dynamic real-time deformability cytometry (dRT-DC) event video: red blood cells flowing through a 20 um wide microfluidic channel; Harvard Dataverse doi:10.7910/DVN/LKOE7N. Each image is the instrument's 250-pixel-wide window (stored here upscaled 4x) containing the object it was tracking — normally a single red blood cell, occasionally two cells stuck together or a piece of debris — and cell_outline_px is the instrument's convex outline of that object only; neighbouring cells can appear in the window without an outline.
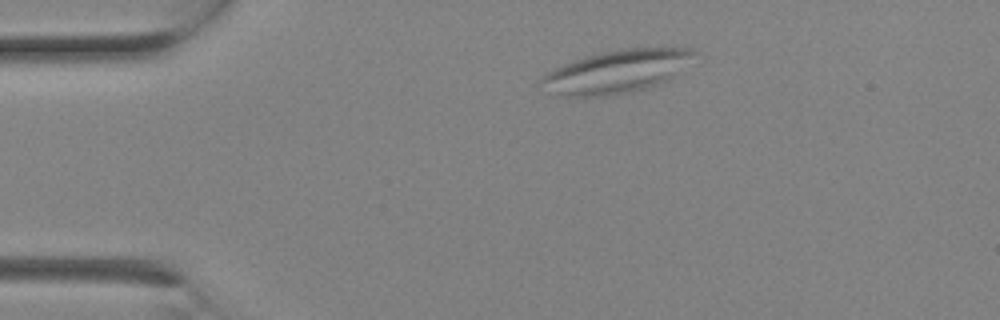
{"species": "Egyptian fruit bat (a non-hibernating species)", "species_latin": "Rousettus aegyptiacus", "temperature_condition": "room temperature", "stored_images_in_passage": 2, "camera_frame_rate_fps": 3000, "um_per_image_px": 0.085, "animal": {"sex": "female"}, "frame": {"image": 1, "passage_image": 1, "time_ms": 0.0, "image_size_px": [1000, 320], "cell_outline_px": [[696, 52], [668, 80], [660, 84], [648, 88], [612, 96], [556, 96], [536, 88], [536, 84], [540, 76], [564, 64], [588, 56], [604, 52], [624, 48], [692, 48]], "centroid_in_image_um": [52.26, 6.13], "position_along_channel_um": 32.7, "area_um2": 38.26}}
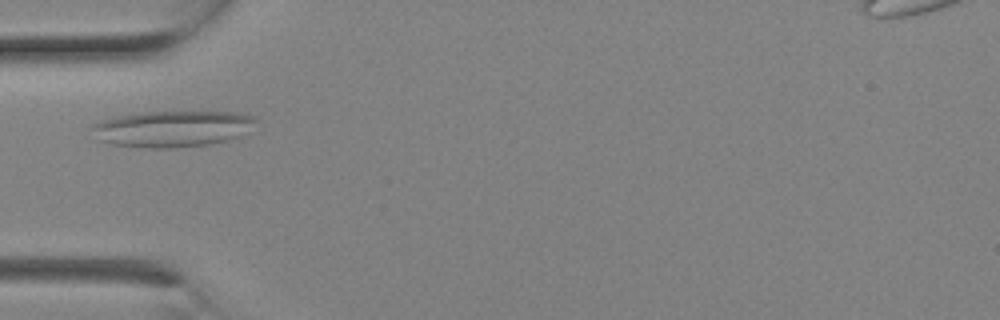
{"frame": {"image": 2, "passage_image": 2, "time_ms": 0.333, "image_size_px": [1000, 320], "cell_outline_px": [[256, 120], [240, 136], [208, 144], [176, 148], [144, 148], [112, 144], [96, 140], [88, 128], [104, 120], [116, 116], [140, 112], [236, 112], [252, 116]], "centroid_in_image_um": [14.54, 10.95], "position_along_channel_um": 70.5, "area_um2": 34.45}}